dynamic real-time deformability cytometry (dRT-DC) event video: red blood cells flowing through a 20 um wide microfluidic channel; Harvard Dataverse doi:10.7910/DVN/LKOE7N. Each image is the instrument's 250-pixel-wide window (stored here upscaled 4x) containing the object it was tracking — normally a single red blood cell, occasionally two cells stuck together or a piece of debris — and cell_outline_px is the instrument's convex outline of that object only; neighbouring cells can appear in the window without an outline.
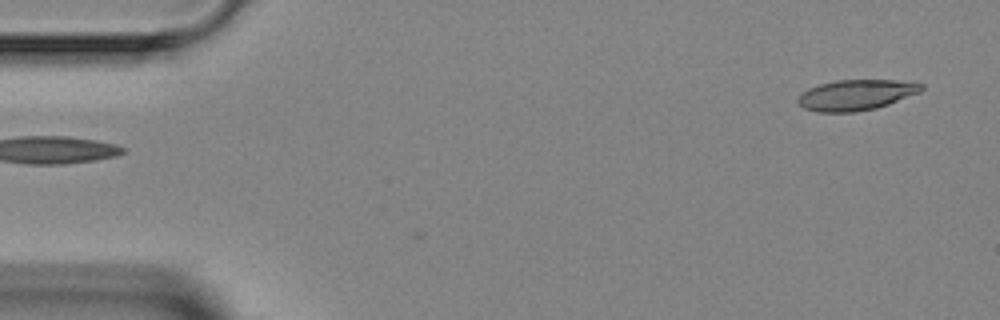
{"species": "Egyptian fruit bat (a non-hibernating species)", "species_latin": "Rousettus aegyptiacus", "temperature_condition": "room temperature", "stored_images_in_passage": 5, "camera_frame_rate_fps": 3000, "um_per_image_px": 0.085, "animal": {"sex": "female"}, "frame": {"image": 1, "passage_image": 1, "time_ms": 0.0, "image_size_px": [1000, 320], "cell_outline_px": [[924, 88], [920, 92], [888, 104], [876, 108], [856, 112], [816, 112], [804, 108], [796, 100], [808, 88], [820, 84], [836, 80], [896, 80], [924, 84]], "centroid_in_image_um": [72.77, 8.07], "position_along_channel_um": 12.2, "area_um2": 21.91}}